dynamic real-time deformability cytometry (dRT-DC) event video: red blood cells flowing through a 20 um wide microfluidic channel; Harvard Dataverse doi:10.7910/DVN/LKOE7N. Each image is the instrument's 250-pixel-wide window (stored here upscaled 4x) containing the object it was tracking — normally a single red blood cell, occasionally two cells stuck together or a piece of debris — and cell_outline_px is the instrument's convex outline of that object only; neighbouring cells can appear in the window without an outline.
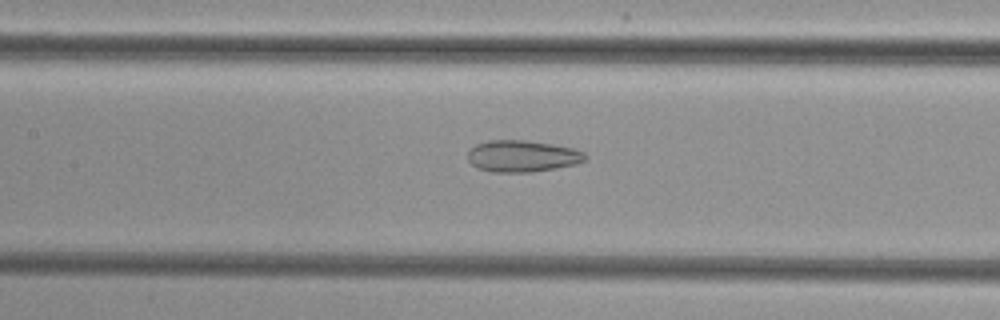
{"species": "common noctule bat (a hibernating species)", "species_latin": "Nyctalus noctula", "temperature_condition": "cold", "stored_images_in_passage": 43, "camera_frame_rate_fps": 3000, "um_per_image_px": 0.085, "animal": {"sex": "female", "body_mass_g": 29.2, "forearm_length_mm": 56.3}, "frame": {"image": 1, "passage_image": 22, "time_ms": 7.0, "image_size_px": [1000, 320], "cell_outline_px": [[588, 160], [576, 164], [556, 168], [532, 172], [488, 172], [476, 168], [468, 160], [468, 152], [476, 144], [488, 140], [524, 140], [552, 144], [572, 148], [584, 152], [588, 156]], "centroid_in_image_um": [44.4, 13.28], "position_along_channel_um": 163.0, "area_um2": 21.85}}
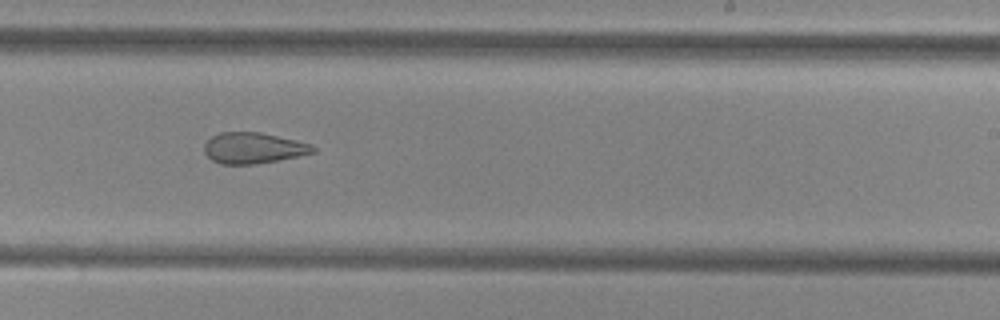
{"frame": {"image": 2, "passage_image": 30, "time_ms": 9.667, "image_size_px": [1000, 320], "cell_outline_px": [[316, 152], [256, 164], [220, 164], [212, 160], [204, 152], [204, 144], [212, 136], [220, 132], [260, 132], [296, 140], [312, 144], [316, 148]], "centroid_in_image_um": [21.52, 12.58], "position_along_channel_um": 267.5, "area_um2": 19.54}}
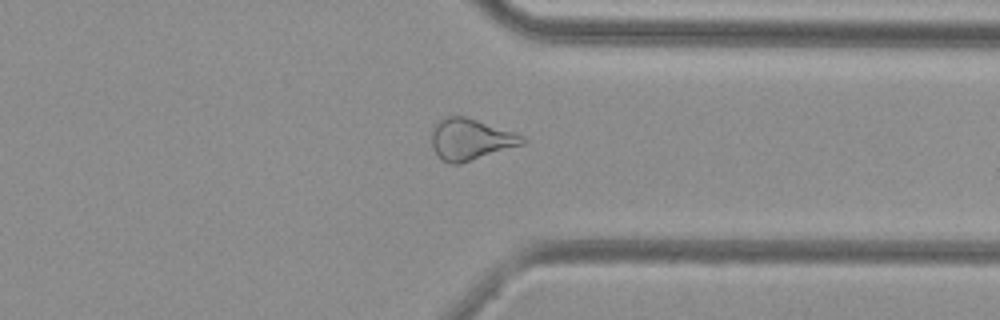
{"frame": {"image": 3, "passage_image": 38, "time_ms": 12.333, "image_size_px": [1000, 320], "cell_outline_px": [[528, 140], [524, 144], [460, 164], [448, 164], [432, 148], [432, 128], [436, 120], [444, 116], [464, 116], [524, 136]], "centroid_in_image_um": [39.97, 11.84], "position_along_channel_um": 371.4, "area_um2": 21.79}}